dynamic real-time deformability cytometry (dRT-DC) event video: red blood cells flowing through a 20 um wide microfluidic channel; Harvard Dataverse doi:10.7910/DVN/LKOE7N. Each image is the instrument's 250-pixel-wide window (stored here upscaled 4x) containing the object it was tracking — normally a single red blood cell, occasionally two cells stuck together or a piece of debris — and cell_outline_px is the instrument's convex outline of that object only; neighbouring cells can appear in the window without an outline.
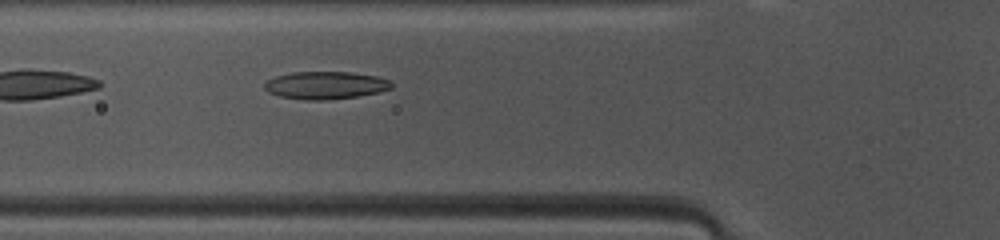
{"species": "common noctule bat (a hibernating species)", "species_latin": "Nyctalus noctula", "temperature_condition": "warm", "stored_images_in_passage": 47, "camera_frame_rate_fps": 3000, "um_per_image_px": 0.085, "animal": {"sex": "female", "body_mass_g": 10.0, "forearm_length_mm": 53.1}, "frame": {"image": 1, "passage_image": 15, "time_ms": 4.667, "image_size_px": [1000, 240], "cell_outline_px": [[392, 88], [376, 92], [356, 96], [328, 100], [308, 100], [280, 96], [268, 92], [264, 88], [264, 84], [268, 80], [276, 76], [292, 72], [352, 72], [376, 76], [388, 80], [392, 84]], "centroid_in_image_um": [27.64, 7.24], "position_along_channel_um": 98.2, "area_um2": 20.23}}
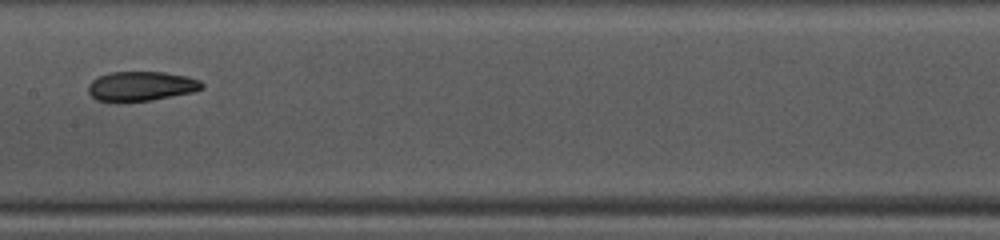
{"frame": {"image": 2, "passage_image": 22, "time_ms": 7.0, "image_size_px": [1000, 240], "cell_outline_px": [[204, 88], [192, 92], [152, 100], [96, 100], [88, 92], [88, 84], [92, 80], [108, 72], [164, 72], [188, 76], [200, 80], [204, 84]], "centroid_in_image_um": [12.04, 7.3], "position_along_channel_um": 195.4, "area_um2": 19.31}}
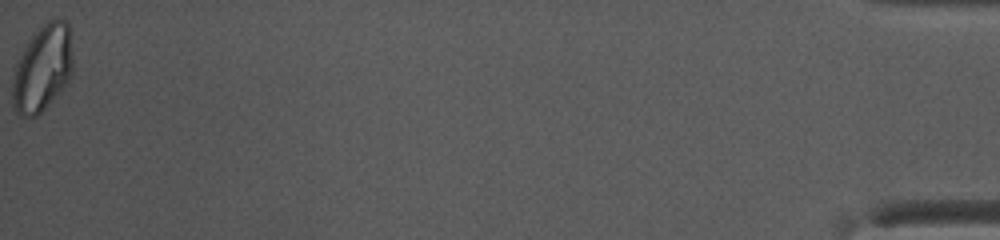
{"frame": {"image": 3, "passage_image": 47, "time_ms": 15.333, "image_size_px": [1000, 240], "cell_outline_px": [[72, 72], [68, 80], [52, 100], [36, 116], [20, 116], [12, 108], [12, 80], [16, 64], [24, 48], [32, 36], [48, 20], [64, 20], [68, 24], [72, 56]], "centroid_in_image_um": [3.59, 5.83], "position_along_channel_um": 431.6, "area_um2": 29.88}, "authors_computed_cell_mechanics": {"area_um2": 21.386, "velocity_mm_per_s": 4.1381, "shape_relaxation_time_tau1_ms": 5.9986, "shape_relaxation_time_tau2_ms": 2.692, "deformation_change_tau1": 0.1677, "deformation_change_tau2": 0.0836}}